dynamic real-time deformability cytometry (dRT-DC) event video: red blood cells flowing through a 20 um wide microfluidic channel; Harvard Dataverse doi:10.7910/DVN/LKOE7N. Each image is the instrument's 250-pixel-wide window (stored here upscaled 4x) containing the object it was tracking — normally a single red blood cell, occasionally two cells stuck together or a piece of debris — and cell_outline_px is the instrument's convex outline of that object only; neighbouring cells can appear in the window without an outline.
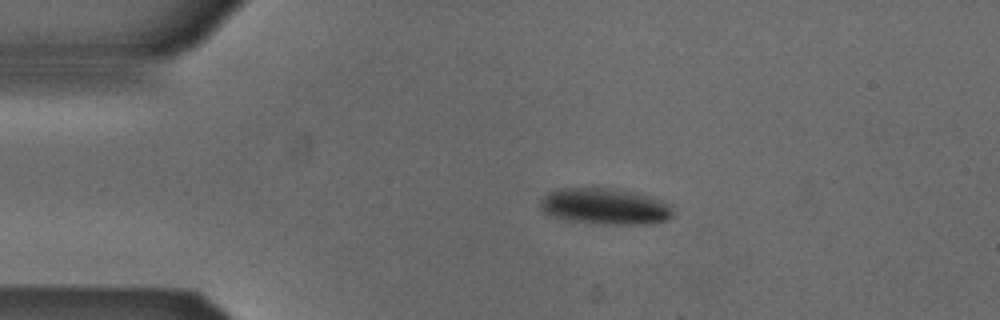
{"species": "Egyptian fruit bat (a non-hibernating species)", "species_latin": "Rousettus aegyptiacus", "temperature_condition": "cold", "stored_images_in_passage": 3, "camera_frame_rate_fps": 3000, "um_per_image_px": 0.085, "animal": {"sex": "male"}, "frame": {"image": 1, "passage_image": 2, "time_ms": 0.333, "image_size_px": [1000, 320], "cell_outline_px": [[672, 216], [664, 220], [648, 224], [604, 224], [576, 220], [556, 216], [544, 212], [540, 208], [540, 200], [548, 192], [556, 188], [616, 188], [640, 192], [672, 204]], "centroid_in_image_um": [51.47, 17.51], "position_along_channel_um": 33.5, "area_um2": 27.98}}